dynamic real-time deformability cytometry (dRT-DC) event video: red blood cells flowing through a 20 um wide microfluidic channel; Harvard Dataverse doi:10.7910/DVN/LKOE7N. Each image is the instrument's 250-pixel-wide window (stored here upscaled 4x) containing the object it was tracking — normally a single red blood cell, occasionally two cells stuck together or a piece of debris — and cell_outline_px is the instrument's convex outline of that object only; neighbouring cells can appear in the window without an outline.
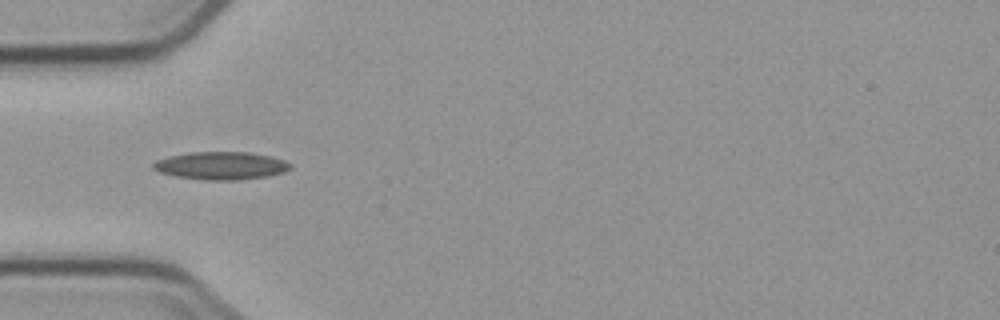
{"species": "common noctule bat (a hibernating species)", "species_latin": "Nyctalus noctula", "temperature_condition": "cold", "stored_images_in_passage": 2, "camera_frame_rate_fps": 3000, "um_per_image_px": 0.085, "animal": {"sex": "male", "body_mass_g": 23.1, "forearm_length_mm": 52.7}, "frame": {"image": 1, "passage_image": 1, "time_ms": 0.0, "image_size_px": [1000, 320], "cell_outline_px": [[292, 168], [284, 172], [264, 176], [232, 180], [204, 180], [176, 176], [160, 172], [152, 168], [152, 164], [156, 160], [188, 152], [248, 152], [268, 156], [284, 160], [292, 164]], "centroid_in_image_um": [18.78, 14.08], "position_along_channel_um": 66.2, "area_um2": 21.96}}
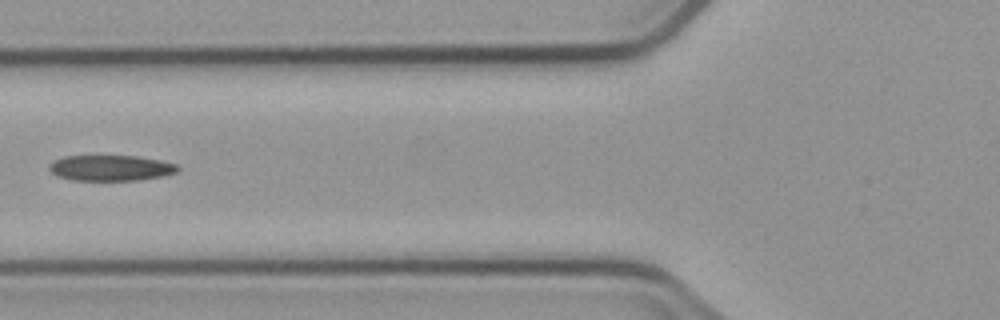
{"frame": {"image": 2, "passage_image": 2, "time_ms": 1.333, "image_size_px": [1000, 320], "cell_outline_px": [[180, 168], [176, 172], [164, 176], [140, 180], [72, 180], [56, 176], [48, 168], [48, 164], [64, 156], [136, 156], [160, 160], [176, 164]], "centroid_in_image_um": [9.41, 14.28], "position_along_channel_um": 116.4, "area_um2": 19.25}}